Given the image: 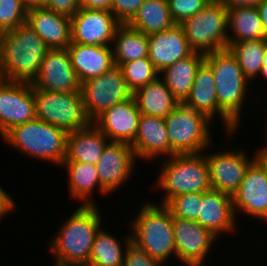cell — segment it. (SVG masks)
<instances>
[{
	"label": "cell",
	"mask_w": 267,
	"mask_h": 266,
	"mask_svg": "<svg viewBox=\"0 0 267 266\" xmlns=\"http://www.w3.org/2000/svg\"><path fill=\"white\" fill-rule=\"evenodd\" d=\"M183 266H206L205 264H182Z\"/></svg>",
	"instance_id": "cell-49"
},
{
	"label": "cell",
	"mask_w": 267,
	"mask_h": 266,
	"mask_svg": "<svg viewBox=\"0 0 267 266\" xmlns=\"http://www.w3.org/2000/svg\"><path fill=\"white\" fill-rule=\"evenodd\" d=\"M204 59V54L193 52L190 56L176 61L160 72L159 76L163 77L165 84L179 103H184L188 98L197 68Z\"/></svg>",
	"instance_id": "cell-27"
},
{
	"label": "cell",
	"mask_w": 267,
	"mask_h": 266,
	"mask_svg": "<svg viewBox=\"0 0 267 266\" xmlns=\"http://www.w3.org/2000/svg\"><path fill=\"white\" fill-rule=\"evenodd\" d=\"M227 22L228 47L245 40L266 39L257 7L230 8L227 10Z\"/></svg>",
	"instance_id": "cell-30"
},
{
	"label": "cell",
	"mask_w": 267,
	"mask_h": 266,
	"mask_svg": "<svg viewBox=\"0 0 267 266\" xmlns=\"http://www.w3.org/2000/svg\"><path fill=\"white\" fill-rule=\"evenodd\" d=\"M49 0H33V7H45Z\"/></svg>",
	"instance_id": "cell-47"
},
{
	"label": "cell",
	"mask_w": 267,
	"mask_h": 266,
	"mask_svg": "<svg viewBox=\"0 0 267 266\" xmlns=\"http://www.w3.org/2000/svg\"><path fill=\"white\" fill-rule=\"evenodd\" d=\"M28 8L33 7V0H21Z\"/></svg>",
	"instance_id": "cell-48"
},
{
	"label": "cell",
	"mask_w": 267,
	"mask_h": 266,
	"mask_svg": "<svg viewBox=\"0 0 267 266\" xmlns=\"http://www.w3.org/2000/svg\"><path fill=\"white\" fill-rule=\"evenodd\" d=\"M67 49L80 84L102 75L115 66L112 46L71 43Z\"/></svg>",
	"instance_id": "cell-24"
},
{
	"label": "cell",
	"mask_w": 267,
	"mask_h": 266,
	"mask_svg": "<svg viewBox=\"0 0 267 266\" xmlns=\"http://www.w3.org/2000/svg\"><path fill=\"white\" fill-rule=\"evenodd\" d=\"M112 50L115 66L148 57V35L128 24H120L114 33Z\"/></svg>",
	"instance_id": "cell-29"
},
{
	"label": "cell",
	"mask_w": 267,
	"mask_h": 266,
	"mask_svg": "<svg viewBox=\"0 0 267 266\" xmlns=\"http://www.w3.org/2000/svg\"><path fill=\"white\" fill-rule=\"evenodd\" d=\"M28 25L50 49H65L71 44V18L46 7L28 8Z\"/></svg>",
	"instance_id": "cell-22"
},
{
	"label": "cell",
	"mask_w": 267,
	"mask_h": 266,
	"mask_svg": "<svg viewBox=\"0 0 267 266\" xmlns=\"http://www.w3.org/2000/svg\"><path fill=\"white\" fill-rule=\"evenodd\" d=\"M49 50L27 22L1 33L0 79L32 83Z\"/></svg>",
	"instance_id": "cell-2"
},
{
	"label": "cell",
	"mask_w": 267,
	"mask_h": 266,
	"mask_svg": "<svg viewBox=\"0 0 267 266\" xmlns=\"http://www.w3.org/2000/svg\"><path fill=\"white\" fill-rule=\"evenodd\" d=\"M112 0H79L80 8L110 10Z\"/></svg>",
	"instance_id": "cell-43"
},
{
	"label": "cell",
	"mask_w": 267,
	"mask_h": 266,
	"mask_svg": "<svg viewBox=\"0 0 267 266\" xmlns=\"http://www.w3.org/2000/svg\"><path fill=\"white\" fill-rule=\"evenodd\" d=\"M136 160L130 144L108 142L96 164L101 187L108 194L122 187L132 177Z\"/></svg>",
	"instance_id": "cell-15"
},
{
	"label": "cell",
	"mask_w": 267,
	"mask_h": 266,
	"mask_svg": "<svg viewBox=\"0 0 267 266\" xmlns=\"http://www.w3.org/2000/svg\"><path fill=\"white\" fill-rule=\"evenodd\" d=\"M137 213L130 221L131 242L162 264L173 255L176 258L173 216L169 209L149 200Z\"/></svg>",
	"instance_id": "cell-3"
},
{
	"label": "cell",
	"mask_w": 267,
	"mask_h": 266,
	"mask_svg": "<svg viewBox=\"0 0 267 266\" xmlns=\"http://www.w3.org/2000/svg\"><path fill=\"white\" fill-rule=\"evenodd\" d=\"M202 193H186L172 197L165 206L173 217L196 221L200 213Z\"/></svg>",
	"instance_id": "cell-35"
},
{
	"label": "cell",
	"mask_w": 267,
	"mask_h": 266,
	"mask_svg": "<svg viewBox=\"0 0 267 266\" xmlns=\"http://www.w3.org/2000/svg\"><path fill=\"white\" fill-rule=\"evenodd\" d=\"M28 7L21 0H0V33L26 23Z\"/></svg>",
	"instance_id": "cell-36"
},
{
	"label": "cell",
	"mask_w": 267,
	"mask_h": 266,
	"mask_svg": "<svg viewBox=\"0 0 267 266\" xmlns=\"http://www.w3.org/2000/svg\"><path fill=\"white\" fill-rule=\"evenodd\" d=\"M163 264L150 257L132 242L126 249L123 266H162Z\"/></svg>",
	"instance_id": "cell-39"
},
{
	"label": "cell",
	"mask_w": 267,
	"mask_h": 266,
	"mask_svg": "<svg viewBox=\"0 0 267 266\" xmlns=\"http://www.w3.org/2000/svg\"><path fill=\"white\" fill-rule=\"evenodd\" d=\"M227 10L236 7H256L263 0H216Z\"/></svg>",
	"instance_id": "cell-42"
},
{
	"label": "cell",
	"mask_w": 267,
	"mask_h": 266,
	"mask_svg": "<svg viewBox=\"0 0 267 266\" xmlns=\"http://www.w3.org/2000/svg\"><path fill=\"white\" fill-rule=\"evenodd\" d=\"M232 198L236 218L237 213L242 212L259 221H267V171L257 159L247 168Z\"/></svg>",
	"instance_id": "cell-16"
},
{
	"label": "cell",
	"mask_w": 267,
	"mask_h": 266,
	"mask_svg": "<svg viewBox=\"0 0 267 266\" xmlns=\"http://www.w3.org/2000/svg\"><path fill=\"white\" fill-rule=\"evenodd\" d=\"M119 67L122 69L126 85L132 93L154 81L160 75L149 56L128 61Z\"/></svg>",
	"instance_id": "cell-34"
},
{
	"label": "cell",
	"mask_w": 267,
	"mask_h": 266,
	"mask_svg": "<svg viewBox=\"0 0 267 266\" xmlns=\"http://www.w3.org/2000/svg\"><path fill=\"white\" fill-rule=\"evenodd\" d=\"M130 234L123 238L122 243L101 226L95 235L88 266H123L126 249L131 243Z\"/></svg>",
	"instance_id": "cell-31"
},
{
	"label": "cell",
	"mask_w": 267,
	"mask_h": 266,
	"mask_svg": "<svg viewBox=\"0 0 267 266\" xmlns=\"http://www.w3.org/2000/svg\"><path fill=\"white\" fill-rule=\"evenodd\" d=\"M108 138L91 122L86 128L67 133L66 158L63 162L96 165Z\"/></svg>",
	"instance_id": "cell-25"
},
{
	"label": "cell",
	"mask_w": 267,
	"mask_h": 266,
	"mask_svg": "<svg viewBox=\"0 0 267 266\" xmlns=\"http://www.w3.org/2000/svg\"><path fill=\"white\" fill-rule=\"evenodd\" d=\"M36 119L64 129L67 133L86 128L91 121L80 92L61 93L33 89Z\"/></svg>",
	"instance_id": "cell-9"
},
{
	"label": "cell",
	"mask_w": 267,
	"mask_h": 266,
	"mask_svg": "<svg viewBox=\"0 0 267 266\" xmlns=\"http://www.w3.org/2000/svg\"><path fill=\"white\" fill-rule=\"evenodd\" d=\"M204 61L213 71L220 111L239 129L251 83L229 49L205 54Z\"/></svg>",
	"instance_id": "cell-5"
},
{
	"label": "cell",
	"mask_w": 267,
	"mask_h": 266,
	"mask_svg": "<svg viewBox=\"0 0 267 266\" xmlns=\"http://www.w3.org/2000/svg\"><path fill=\"white\" fill-rule=\"evenodd\" d=\"M205 157L212 189L233 196L239 189L247 168L256 159V153L250 158L245 148L230 147L228 150L225 148L223 151L206 153Z\"/></svg>",
	"instance_id": "cell-11"
},
{
	"label": "cell",
	"mask_w": 267,
	"mask_h": 266,
	"mask_svg": "<svg viewBox=\"0 0 267 266\" xmlns=\"http://www.w3.org/2000/svg\"><path fill=\"white\" fill-rule=\"evenodd\" d=\"M36 119L31 83L0 79V135Z\"/></svg>",
	"instance_id": "cell-12"
},
{
	"label": "cell",
	"mask_w": 267,
	"mask_h": 266,
	"mask_svg": "<svg viewBox=\"0 0 267 266\" xmlns=\"http://www.w3.org/2000/svg\"><path fill=\"white\" fill-rule=\"evenodd\" d=\"M260 77L263 78V79L266 78V81H267V49H266L265 56H264V59H263V67H262L261 72L259 74V78Z\"/></svg>",
	"instance_id": "cell-46"
},
{
	"label": "cell",
	"mask_w": 267,
	"mask_h": 266,
	"mask_svg": "<svg viewBox=\"0 0 267 266\" xmlns=\"http://www.w3.org/2000/svg\"><path fill=\"white\" fill-rule=\"evenodd\" d=\"M176 258L182 264H204L218 238L197 221L173 217Z\"/></svg>",
	"instance_id": "cell-14"
},
{
	"label": "cell",
	"mask_w": 267,
	"mask_h": 266,
	"mask_svg": "<svg viewBox=\"0 0 267 266\" xmlns=\"http://www.w3.org/2000/svg\"><path fill=\"white\" fill-rule=\"evenodd\" d=\"M137 159L146 161L169 157V138L165 119L141 114L136 138L131 144ZM151 159V160H150Z\"/></svg>",
	"instance_id": "cell-23"
},
{
	"label": "cell",
	"mask_w": 267,
	"mask_h": 266,
	"mask_svg": "<svg viewBox=\"0 0 267 266\" xmlns=\"http://www.w3.org/2000/svg\"><path fill=\"white\" fill-rule=\"evenodd\" d=\"M180 25L194 52L205 55L228 49L227 9L216 0Z\"/></svg>",
	"instance_id": "cell-8"
},
{
	"label": "cell",
	"mask_w": 267,
	"mask_h": 266,
	"mask_svg": "<svg viewBox=\"0 0 267 266\" xmlns=\"http://www.w3.org/2000/svg\"><path fill=\"white\" fill-rule=\"evenodd\" d=\"M256 7L260 15L265 38L267 39V0L261 1Z\"/></svg>",
	"instance_id": "cell-44"
},
{
	"label": "cell",
	"mask_w": 267,
	"mask_h": 266,
	"mask_svg": "<svg viewBox=\"0 0 267 266\" xmlns=\"http://www.w3.org/2000/svg\"><path fill=\"white\" fill-rule=\"evenodd\" d=\"M140 111L132 96L115 104L98 115L92 123L108 138L109 142L132 144L136 138Z\"/></svg>",
	"instance_id": "cell-18"
},
{
	"label": "cell",
	"mask_w": 267,
	"mask_h": 266,
	"mask_svg": "<svg viewBox=\"0 0 267 266\" xmlns=\"http://www.w3.org/2000/svg\"><path fill=\"white\" fill-rule=\"evenodd\" d=\"M148 42L149 59L159 73L194 52L189 46L180 24H175L165 31L148 35Z\"/></svg>",
	"instance_id": "cell-21"
},
{
	"label": "cell",
	"mask_w": 267,
	"mask_h": 266,
	"mask_svg": "<svg viewBox=\"0 0 267 266\" xmlns=\"http://www.w3.org/2000/svg\"><path fill=\"white\" fill-rule=\"evenodd\" d=\"M132 96L141 114L160 118H165L179 104L160 76L137 89Z\"/></svg>",
	"instance_id": "cell-28"
},
{
	"label": "cell",
	"mask_w": 267,
	"mask_h": 266,
	"mask_svg": "<svg viewBox=\"0 0 267 266\" xmlns=\"http://www.w3.org/2000/svg\"><path fill=\"white\" fill-rule=\"evenodd\" d=\"M154 189L163 191L159 202L165 205L172 197L212 190L205 153L175 154L162 161ZM158 188V189H157Z\"/></svg>",
	"instance_id": "cell-4"
},
{
	"label": "cell",
	"mask_w": 267,
	"mask_h": 266,
	"mask_svg": "<svg viewBox=\"0 0 267 266\" xmlns=\"http://www.w3.org/2000/svg\"><path fill=\"white\" fill-rule=\"evenodd\" d=\"M232 195L210 190L202 193L200 213L196 220L219 239L220 234L238 231Z\"/></svg>",
	"instance_id": "cell-20"
},
{
	"label": "cell",
	"mask_w": 267,
	"mask_h": 266,
	"mask_svg": "<svg viewBox=\"0 0 267 266\" xmlns=\"http://www.w3.org/2000/svg\"><path fill=\"white\" fill-rule=\"evenodd\" d=\"M175 24L167 0H144L136 15L128 23L133 29L147 35L165 31Z\"/></svg>",
	"instance_id": "cell-32"
},
{
	"label": "cell",
	"mask_w": 267,
	"mask_h": 266,
	"mask_svg": "<svg viewBox=\"0 0 267 266\" xmlns=\"http://www.w3.org/2000/svg\"><path fill=\"white\" fill-rule=\"evenodd\" d=\"M255 153H256V159L261 163V165L267 171V146L262 147L258 150L256 149Z\"/></svg>",
	"instance_id": "cell-45"
},
{
	"label": "cell",
	"mask_w": 267,
	"mask_h": 266,
	"mask_svg": "<svg viewBox=\"0 0 267 266\" xmlns=\"http://www.w3.org/2000/svg\"><path fill=\"white\" fill-rule=\"evenodd\" d=\"M164 119L169 138V157L175 154L206 153L214 145L210 130L213 122L183 103H179Z\"/></svg>",
	"instance_id": "cell-7"
},
{
	"label": "cell",
	"mask_w": 267,
	"mask_h": 266,
	"mask_svg": "<svg viewBox=\"0 0 267 266\" xmlns=\"http://www.w3.org/2000/svg\"><path fill=\"white\" fill-rule=\"evenodd\" d=\"M45 7L69 18L80 9L79 0H49Z\"/></svg>",
	"instance_id": "cell-40"
},
{
	"label": "cell",
	"mask_w": 267,
	"mask_h": 266,
	"mask_svg": "<svg viewBox=\"0 0 267 266\" xmlns=\"http://www.w3.org/2000/svg\"><path fill=\"white\" fill-rule=\"evenodd\" d=\"M16 203L14 198L0 186V223L2 219H5V216L10 212L15 210Z\"/></svg>",
	"instance_id": "cell-41"
},
{
	"label": "cell",
	"mask_w": 267,
	"mask_h": 266,
	"mask_svg": "<svg viewBox=\"0 0 267 266\" xmlns=\"http://www.w3.org/2000/svg\"><path fill=\"white\" fill-rule=\"evenodd\" d=\"M144 0H112L110 11L120 24H128Z\"/></svg>",
	"instance_id": "cell-38"
},
{
	"label": "cell",
	"mask_w": 267,
	"mask_h": 266,
	"mask_svg": "<svg viewBox=\"0 0 267 266\" xmlns=\"http://www.w3.org/2000/svg\"><path fill=\"white\" fill-rule=\"evenodd\" d=\"M98 205L78 206L51 237L54 266H88L97 231L103 226Z\"/></svg>",
	"instance_id": "cell-1"
},
{
	"label": "cell",
	"mask_w": 267,
	"mask_h": 266,
	"mask_svg": "<svg viewBox=\"0 0 267 266\" xmlns=\"http://www.w3.org/2000/svg\"><path fill=\"white\" fill-rule=\"evenodd\" d=\"M62 166L67 170L66 182L70 196L72 199L82 201V206L97 205L93 198V193L97 188L99 194L109 195L100 185L96 165L83 162H62Z\"/></svg>",
	"instance_id": "cell-26"
},
{
	"label": "cell",
	"mask_w": 267,
	"mask_h": 266,
	"mask_svg": "<svg viewBox=\"0 0 267 266\" xmlns=\"http://www.w3.org/2000/svg\"><path fill=\"white\" fill-rule=\"evenodd\" d=\"M33 89L61 93L80 92L68 49H50L42 60L39 74L31 83Z\"/></svg>",
	"instance_id": "cell-17"
},
{
	"label": "cell",
	"mask_w": 267,
	"mask_h": 266,
	"mask_svg": "<svg viewBox=\"0 0 267 266\" xmlns=\"http://www.w3.org/2000/svg\"><path fill=\"white\" fill-rule=\"evenodd\" d=\"M183 104L205 115L213 124L216 119L214 117L218 114L227 136H232L239 130L218 107L213 71L205 61L197 68L190 94Z\"/></svg>",
	"instance_id": "cell-19"
},
{
	"label": "cell",
	"mask_w": 267,
	"mask_h": 266,
	"mask_svg": "<svg viewBox=\"0 0 267 266\" xmlns=\"http://www.w3.org/2000/svg\"><path fill=\"white\" fill-rule=\"evenodd\" d=\"M228 49L238 60L244 76L252 82L259 76L267 49V39L245 40L232 43Z\"/></svg>",
	"instance_id": "cell-33"
},
{
	"label": "cell",
	"mask_w": 267,
	"mask_h": 266,
	"mask_svg": "<svg viewBox=\"0 0 267 266\" xmlns=\"http://www.w3.org/2000/svg\"><path fill=\"white\" fill-rule=\"evenodd\" d=\"M13 149L58 165L66 158L67 132L39 119L15 126L3 137Z\"/></svg>",
	"instance_id": "cell-6"
},
{
	"label": "cell",
	"mask_w": 267,
	"mask_h": 266,
	"mask_svg": "<svg viewBox=\"0 0 267 266\" xmlns=\"http://www.w3.org/2000/svg\"><path fill=\"white\" fill-rule=\"evenodd\" d=\"M80 91L87 118L92 122L98 115L115 104L132 97L119 66L112 67L98 77L81 83Z\"/></svg>",
	"instance_id": "cell-10"
},
{
	"label": "cell",
	"mask_w": 267,
	"mask_h": 266,
	"mask_svg": "<svg viewBox=\"0 0 267 266\" xmlns=\"http://www.w3.org/2000/svg\"><path fill=\"white\" fill-rule=\"evenodd\" d=\"M119 25L110 10L80 8L71 18V43L112 46Z\"/></svg>",
	"instance_id": "cell-13"
},
{
	"label": "cell",
	"mask_w": 267,
	"mask_h": 266,
	"mask_svg": "<svg viewBox=\"0 0 267 266\" xmlns=\"http://www.w3.org/2000/svg\"><path fill=\"white\" fill-rule=\"evenodd\" d=\"M171 17L176 24L200 12L211 0H167Z\"/></svg>",
	"instance_id": "cell-37"
}]
</instances>
